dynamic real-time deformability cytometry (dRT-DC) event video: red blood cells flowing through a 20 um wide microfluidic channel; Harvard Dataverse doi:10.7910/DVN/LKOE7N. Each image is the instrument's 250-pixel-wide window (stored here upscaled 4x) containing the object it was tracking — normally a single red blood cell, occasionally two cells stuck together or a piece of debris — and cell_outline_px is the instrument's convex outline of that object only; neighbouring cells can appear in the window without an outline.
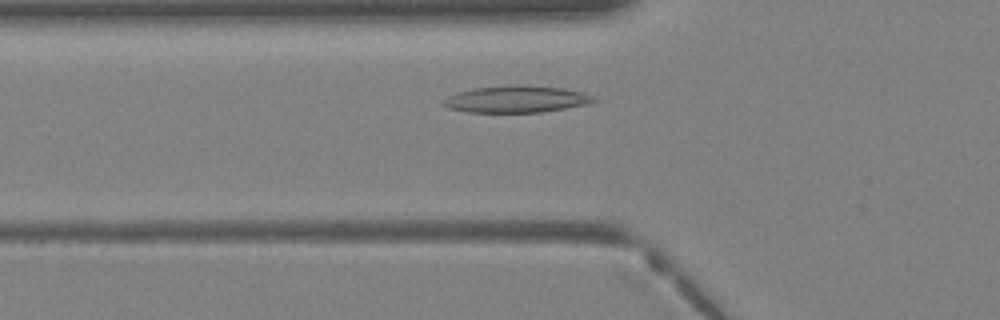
{"species": "Egyptian fruit bat (a non-hibernating species)", "species_latin": "Rousettus aegyptiacus", "temperature_condition": "warm", "stored_images_in_passage": 30, "camera_frame_rate_fps": 3000, "um_per_image_px": 0.085, "animal": {"sex": "female"}, "frame": {"image": 1, "passage_image": 5, "time_ms": 1.333, "image_size_px": [1000, 320], "cell_outline_px": [[596, 100], [588, 104], [540, 112], [468, 112], [448, 108], [440, 104], [440, 100], [456, 92], [476, 88], [512, 84], [520, 84], [564, 88], [580, 92], [592, 96]], "centroid_in_image_um": [43.81, 8.42], "position_along_channel_um": 82.0, "area_um2": 23.58}}
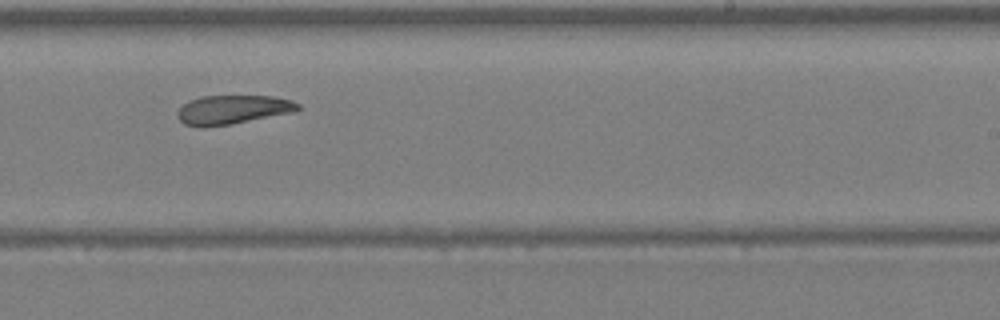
{"frame": {"image": 2, "passage_image": 16, "time_ms": 5.0, "image_size_px": [1000, 320], "cell_outline_px": [[300, 108], [296, 112], [232, 124], [184, 124], [176, 116], [176, 112], [188, 100], [200, 96], [276, 96], [292, 100], [300, 104]], "centroid_in_image_um": [19.86, 9.28], "position_along_channel_um": 269.1, "area_um2": 20.06}}
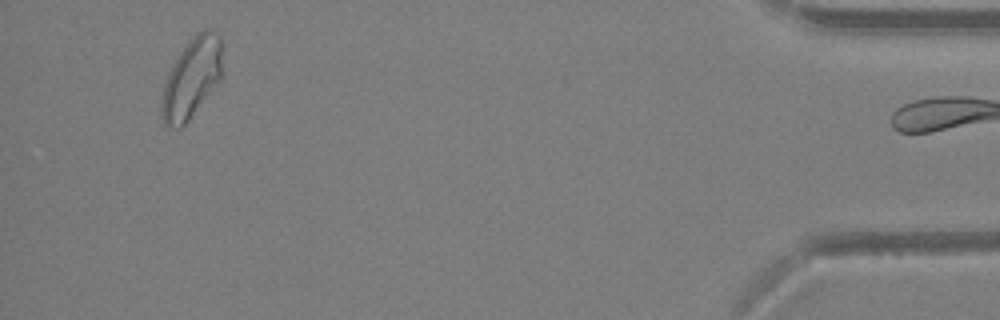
{"frame": {"image": 3, "passage_image": 29, "time_ms": 9.333, "image_size_px": [1000, 320], "cell_outline_px": [[224, 44], [220, 80], [188, 120], [180, 128], [168, 128], [164, 124], [160, 116], [160, 100], [164, 84], [168, 72], [180, 52], [196, 32], [204, 28], [212, 28], [220, 32], [224, 40]], "centroid_in_image_um": [16.31, 6.58], "position_along_channel_um": 418.9, "area_um2": 29.02}}